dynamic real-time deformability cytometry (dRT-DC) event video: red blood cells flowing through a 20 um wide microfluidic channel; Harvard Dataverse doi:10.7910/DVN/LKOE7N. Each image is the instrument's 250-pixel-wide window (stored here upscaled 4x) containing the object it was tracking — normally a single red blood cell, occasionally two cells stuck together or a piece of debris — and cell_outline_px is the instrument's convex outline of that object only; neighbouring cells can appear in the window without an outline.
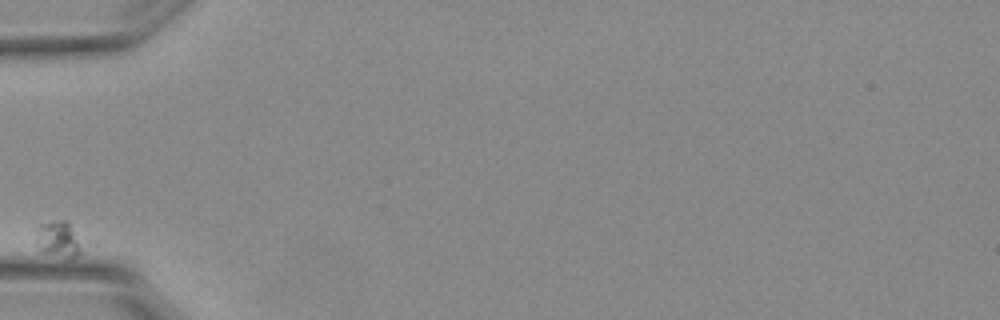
{"species": "Egyptian fruit bat (a non-hibernating species)", "species_latin": "Rousettus aegyptiacus", "temperature_condition": "warm", "stored_images_in_passage": 3, "camera_frame_rate_fps": 3000, "um_per_image_px": 0.085, "animal": {"sex": "female"}, "frame": {"image": 1, "passage_image": 1, "time_ms": 0.0, "image_size_px": [1000, 320], "cell_outline_px": [[96, 244], [80, 256], [68, 260], [40, 252], [36, 224], [56, 220], [64, 220]], "centroid_in_image_um": [5.28, 20.4], "position_along_channel_um": 79.7, "area_um2": 11.5}}
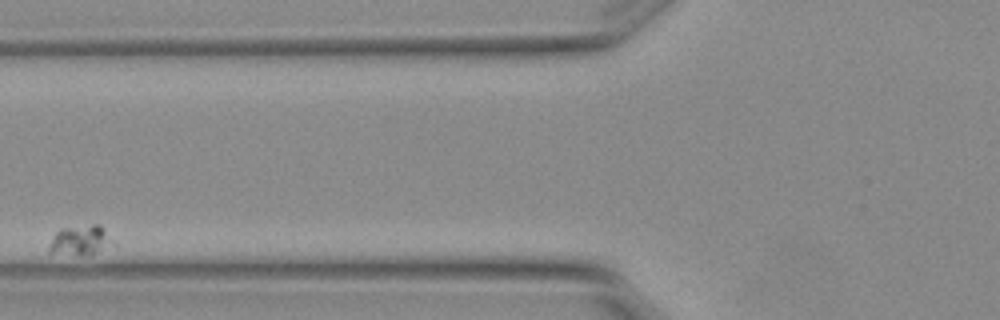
{"frame": {"image": 2, "passage_image": 2, "time_ms": 0.333, "image_size_px": [1000, 320], "cell_outline_px": [[116, 244], [92, 252], [48, 252], [48, 244], [52, 236], [60, 228], [92, 224], [100, 224]], "centroid_in_image_um": [6.82, 20.34], "position_along_channel_um": 119.0, "area_um2": 10.52}}